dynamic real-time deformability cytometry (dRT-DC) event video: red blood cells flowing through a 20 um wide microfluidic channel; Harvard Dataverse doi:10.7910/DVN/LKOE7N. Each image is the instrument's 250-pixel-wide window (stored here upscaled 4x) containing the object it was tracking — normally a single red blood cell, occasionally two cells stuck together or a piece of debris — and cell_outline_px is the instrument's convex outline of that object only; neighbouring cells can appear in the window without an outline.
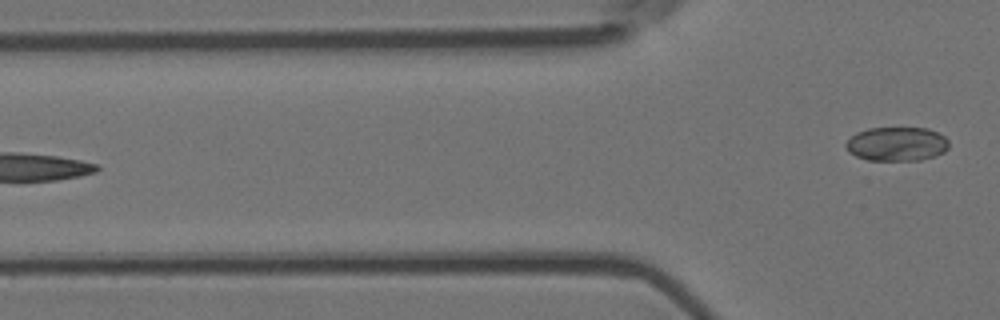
{"species": "Egyptian fruit bat (a non-hibernating species)", "species_latin": "Rousettus aegyptiacus", "temperature_condition": "room temperature", "stored_images_in_passage": 7, "camera_frame_rate_fps": 3000, "um_per_image_px": 0.085, "animal": {"sex": "female"}, "frame": {"image": 1, "passage_image": 7, "time_ms": 2.0, "image_size_px": [1000, 320], "cell_outline_px": [[948, 148], [944, 152], [936, 156], [920, 160], [868, 160], [856, 156], [848, 152], [844, 144], [856, 132], [868, 128], [928, 128], [944, 136], [948, 140]], "centroid_in_image_um": [76.22, 12.24], "position_along_channel_um": 49.6, "area_um2": 20.52}}